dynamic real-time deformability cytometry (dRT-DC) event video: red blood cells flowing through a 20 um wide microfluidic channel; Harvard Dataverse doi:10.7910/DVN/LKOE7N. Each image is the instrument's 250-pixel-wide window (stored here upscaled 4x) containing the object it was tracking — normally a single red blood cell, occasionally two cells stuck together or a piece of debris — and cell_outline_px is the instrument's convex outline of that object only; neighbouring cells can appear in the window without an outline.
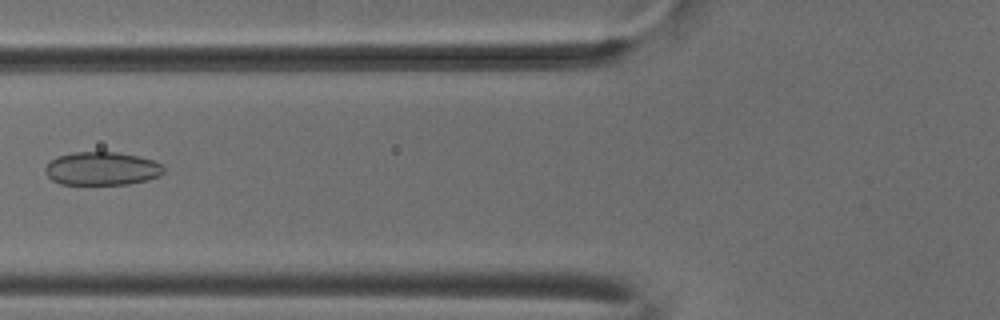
{"species": "common noctule bat (a hibernating species)", "species_latin": "Nyctalus noctula", "temperature_condition": "cold", "stored_images_in_passage": 4, "camera_frame_rate_fps": 3000, "um_per_image_px": 0.085, "animal": {"sex": "male", "body_mass_g": 18.8}, "frame": {"image": 1, "passage_image": 4, "time_ms": 1.0, "image_size_px": [1000, 320], "cell_outline_px": [[164, 172], [160, 176], [148, 180], [128, 184], [60, 184], [52, 180], [44, 172], [44, 168], [56, 156], [72, 152], [116, 152], [140, 156], [152, 160], [160, 164], [164, 168]], "centroid_in_image_um": [8.66, 14.33], "position_along_channel_um": 117.1, "area_um2": 23.12}}